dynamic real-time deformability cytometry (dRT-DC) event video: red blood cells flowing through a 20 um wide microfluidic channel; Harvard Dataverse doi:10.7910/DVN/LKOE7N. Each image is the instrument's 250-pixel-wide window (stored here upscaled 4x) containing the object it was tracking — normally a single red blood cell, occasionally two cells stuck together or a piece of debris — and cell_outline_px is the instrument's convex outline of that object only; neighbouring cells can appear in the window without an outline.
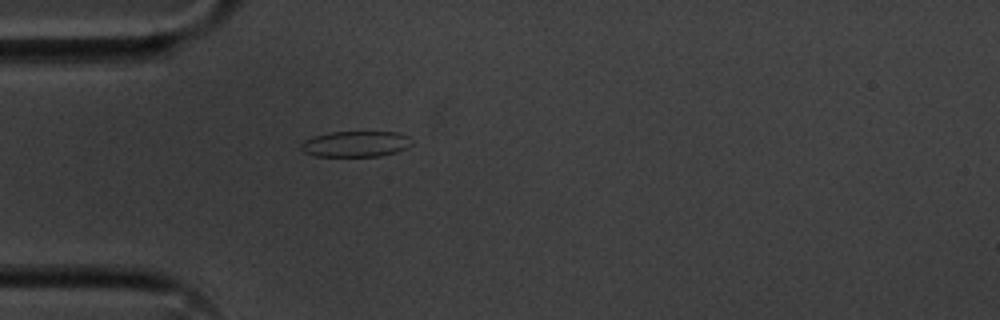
{"species": "common noctule bat (a hibernating species)", "species_latin": "Nyctalus noctula", "temperature_condition": "cold", "stored_images_in_passage": 42, "camera_frame_rate_fps": 3000, "um_per_image_px": 0.085, "animal": {"sex": "male", "body_mass_g": 20.1, "forearm_length_mm": 53.5}, "frame": {"image": 1, "passage_image": 3, "time_ms": 0.667, "image_size_px": [1000, 320], "cell_outline_px": [[412, 144], [396, 152], [380, 156], [316, 156], [304, 152], [300, 148], [300, 144], [304, 140], [316, 136], [332, 132], [396, 132], [408, 136], [412, 140]], "centroid_in_image_um": [30.23, 12.24], "position_along_channel_um": 54.8, "area_um2": 16.53}}
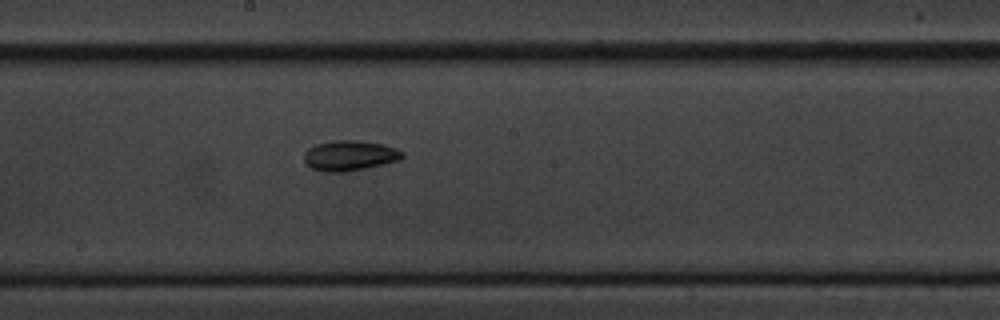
{"frame": {"image": 2, "passage_image": 17, "time_ms": 5.333, "image_size_px": [1000, 320], "cell_outline_px": [[404, 156], [400, 160], [364, 168], [344, 172], [324, 172], [312, 168], [304, 160], [304, 152], [308, 148], [316, 144], [332, 140], [356, 140], [384, 144], [396, 148], [404, 152]], "centroid_in_image_um": [29.72, 13.21], "position_along_channel_um": 218.5, "area_um2": 17.34}}
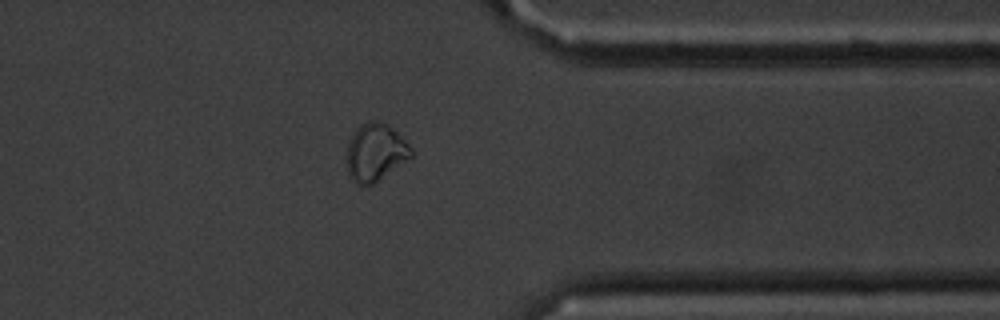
{"frame": {"image": 3, "passage_image": 31, "time_ms": 10.0, "image_size_px": [1000, 320], "cell_outline_px": [[412, 156], [372, 184], [360, 188], [348, 176], [348, 140], [356, 128], [360, 124], [368, 120], [380, 120], [388, 124], [412, 148]], "centroid_in_image_um": [31.87, 12.93], "position_along_channel_um": 379.5, "area_um2": 21.56}, "authors_computed_cell_mechanics": {"area_um2": 16.7909, "velocity_mm_per_s": 3.6227, "shape_relaxation_time_tau1_ms": 2.1752, "shape_relaxation_time_tau2_ms": null, "deformation_change_tau1": 0.068, "deformation_change_tau2": null}}